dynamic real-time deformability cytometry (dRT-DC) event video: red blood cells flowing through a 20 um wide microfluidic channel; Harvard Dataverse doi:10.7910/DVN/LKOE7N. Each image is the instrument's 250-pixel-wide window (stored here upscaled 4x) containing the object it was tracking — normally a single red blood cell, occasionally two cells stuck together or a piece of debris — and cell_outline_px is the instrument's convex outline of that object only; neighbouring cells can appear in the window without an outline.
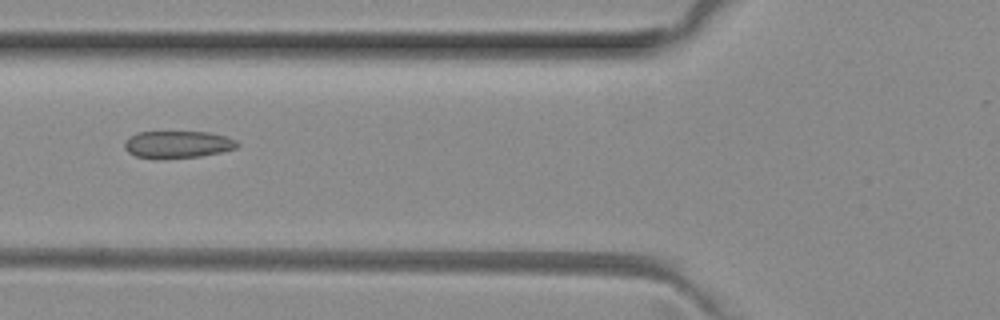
{"species": "common noctule bat (a hibernating species)", "species_latin": "Nyctalus noctula", "temperature_condition": "room temperature", "stored_images_in_passage": 6, "camera_frame_rate_fps": 3000, "um_per_image_px": 0.085, "animal": {"sex": "female", "body_mass_g": 29.2, "forearm_length_mm": 56.3}, "frame": {"image": 1, "passage_image": 5, "time_ms": 1.333, "image_size_px": [1000, 320], "cell_outline_px": [[240, 144], [236, 148], [220, 152], [200, 156], [156, 160], [136, 156], [128, 152], [124, 148], [124, 140], [136, 132], [208, 132], [224, 136], [236, 140]], "centroid_in_image_um": [15.05, 12.29], "position_along_channel_um": 110.8, "area_um2": 18.09}}
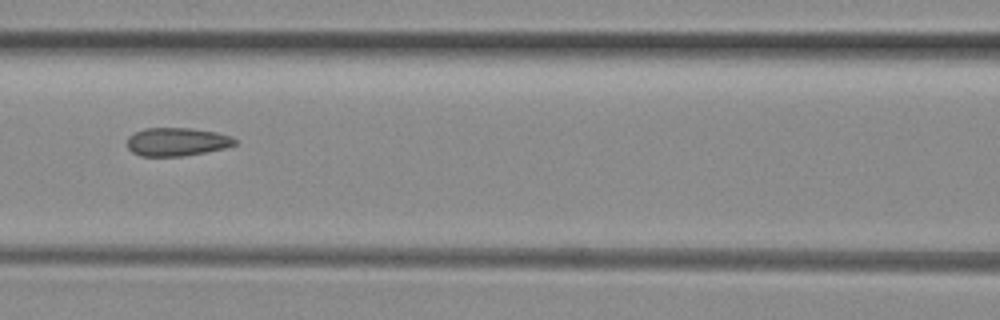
{"frame": {"image": 2, "passage_image": 6, "time_ms": 1.667, "image_size_px": [1000, 320], "cell_outline_px": [[236, 144], [224, 148], [204, 152], [180, 156], [140, 156], [132, 152], [128, 148], [128, 136], [144, 128], [188, 128], [216, 132], [232, 136], [236, 140]], "centroid_in_image_um": [15.02, 12.05], "position_along_channel_um": 151.6, "area_um2": 17.63}}